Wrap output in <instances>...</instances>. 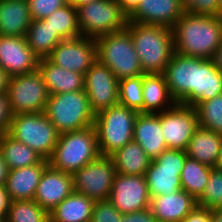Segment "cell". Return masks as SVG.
Returning a JSON list of instances; mask_svg holds the SVG:
<instances>
[{
  "label": "cell",
  "mask_w": 222,
  "mask_h": 222,
  "mask_svg": "<svg viewBox=\"0 0 222 222\" xmlns=\"http://www.w3.org/2000/svg\"><path fill=\"white\" fill-rule=\"evenodd\" d=\"M219 94H222V72L212 59L197 58L196 88L180 104L195 108Z\"/></svg>",
  "instance_id": "21"
},
{
  "label": "cell",
  "mask_w": 222,
  "mask_h": 222,
  "mask_svg": "<svg viewBox=\"0 0 222 222\" xmlns=\"http://www.w3.org/2000/svg\"><path fill=\"white\" fill-rule=\"evenodd\" d=\"M116 175L110 156H99L72 174L74 192L94 201L108 200Z\"/></svg>",
  "instance_id": "11"
},
{
  "label": "cell",
  "mask_w": 222,
  "mask_h": 222,
  "mask_svg": "<svg viewBox=\"0 0 222 222\" xmlns=\"http://www.w3.org/2000/svg\"><path fill=\"white\" fill-rule=\"evenodd\" d=\"M110 157L114 162L116 173L123 175H144L152 161L134 141L116 150Z\"/></svg>",
  "instance_id": "29"
},
{
  "label": "cell",
  "mask_w": 222,
  "mask_h": 222,
  "mask_svg": "<svg viewBox=\"0 0 222 222\" xmlns=\"http://www.w3.org/2000/svg\"><path fill=\"white\" fill-rule=\"evenodd\" d=\"M215 168L222 171V145H221L219 158H218V161H217V164H216Z\"/></svg>",
  "instance_id": "50"
},
{
  "label": "cell",
  "mask_w": 222,
  "mask_h": 222,
  "mask_svg": "<svg viewBox=\"0 0 222 222\" xmlns=\"http://www.w3.org/2000/svg\"><path fill=\"white\" fill-rule=\"evenodd\" d=\"M8 101L11 112L16 114L44 112L49 92L39 70L10 78Z\"/></svg>",
  "instance_id": "10"
},
{
  "label": "cell",
  "mask_w": 222,
  "mask_h": 222,
  "mask_svg": "<svg viewBox=\"0 0 222 222\" xmlns=\"http://www.w3.org/2000/svg\"><path fill=\"white\" fill-rule=\"evenodd\" d=\"M9 168L0 152V185H5L8 177Z\"/></svg>",
  "instance_id": "47"
},
{
  "label": "cell",
  "mask_w": 222,
  "mask_h": 222,
  "mask_svg": "<svg viewBox=\"0 0 222 222\" xmlns=\"http://www.w3.org/2000/svg\"><path fill=\"white\" fill-rule=\"evenodd\" d=\"M0 222H5V218L0 217Z\"/></svg>",
  "instance_id": "55"
},
{
  "label": "cell",
  "mask_w": 222,
  "mask_h": 222,
  "mask_svg": "<svg viewBox=\"0 0 222 222\" xmlns=\"http://www.w3.org/2000/svg\"><path fill=\"white\" fill-rule=\"evenodd\" d=\"M212 60L214 61L215 66L222 72V41Z\"/></svg>",
  "instance_id": "48"
},
{
  "label": "cell",
  "mask_w": 222,
  "mask_h": 222,
  "mask_svg": "<svg viewBox=\"0 0 222 222\" xmlns=\"http://www.w3.org/2000/svg\"><path fill=\"white\" fill-rule=\"evenodd\" d=\"M171 29L175 52L211 60L222 41V16L184 12Z\"/></svg>",
  "instance_id": "1"
},
{
  "label": "cell",
  "mask_w": 222,
  "mask_h": 222,
  "mask_svg": "<svg viewBox=\"0 0 222 222\" xmlns=\"http://www.w3.org/2000/svg\"><path fill=\"white\" fill-rule=\"evenodd\" d=\"M62 39H73L82 36L77 17V8L64 5L43 19Z\"/></svg>",
  "instance_id": "33"
},
{
  "label": "cell",
  "mask_w": 222,
  "mask_h": 222,
  "mask_svg": "<svg viewBox=\"0 0 222 222\" xmlns=\"http://www.w3.org/2000/svg\"><path fill=\"white\" fill-rule=\"evenodd\" d=\"M11 76L0 67V94H7Z\"/></svg>",
  "instance_id": "46"
},
{
  "label": "cell",
  "mask_w": 222,
  "mask_h": 222,
  "mask_svg": "<svg viewBox=\"0 0 222 222\" xmlns=\"http://www.w3.org/2000/svg\"><path fill=\"white\" fill-rule=\"evenodd\" d=\"M195 109L198 113V127L222 135V94L199 103Z\"/></svg>",
  "instance_id": "35"
},
{
  "label": "cell",
  "mask_w": 222,
  "mask_h": 222,
  "mask_svg": "<svg viewBox=\"0 0 222 222\" xmlns=\"http://www.w3.org/2000/svg\"><path fill=\"white\" fill-rule=\"evenodd\" d=\"M143 113H159L172 108V98L163 73L143 74Z\"/></svg>",
  "instance_id": "26"
},
{
  "label": "cell",
  "mask_w": 222,
  "mask_h": 222,
  "mask_svg": "<svg viewBox=\"0 0 222 222\" xmlns=\"http://www.w3.org/2000/svg\"><path fill=\"white\" fill-rule=\"evenodd\" d=\"M183 14L181 0H140L128 22L172 28Z\"/></svg>",
  "instance_id": "19"
},
{
  "label": "cell",
  "mask_w": 222,
  "mask_h": 222,
  "mask_svg": "<svg viewBox=\"0 0 222 222\" xmlns=\"http://www.w3.org/2000/svg\"><path fill=\"white\" fill-rule=\"evenodd\" d=\"M184 12L204 15L220 16L218 0H181Z\"/></svg>",
  "instance_id": "38"
},
{
  "label": "cell",
  "mask_w": 222,
  "mask_h": 222,
  "mask_svg": "<svg viewBox=\"0 0 222 222\" xmlns=\"http://www.w3.org/2000/svg\"><path fill=\"white\" fill-rule=\"evenodd\" d=\"M73 191L72 174L48 166L42 174L33 200L49 213Z\"/></svg>",
  "instance_id": "18"
},
{
  "label": "cell",
  "mask_w": 222,
  "mask_h": 222,
  "mask_svg": "<svg viewBox=\"0 0 222 222\" xmlns=\"http://www.w3.org/2000/svg\"><path fill=\"white\" fill-rule=\"evenodd\" d=\"M95 42L97 61L107 66L118 80L144 74L126 29L101 35Z\"/></svg>",
  "instance_id": "4"
},
{
  "label": "cell",
  "mask_w": 222,
  "mask_h": 222,
  "mask_svg": "<svg viewBox=\"0 0 222 222\" xmlns=\"http://www.w3.org/2000/svg\"><path fill=\"white\" fill-rule=\"evenodd\" d=\"M32 20H41L66 5L64 0H28Z\"/></svg>",
  "instance_id": "40"
},
{
  "label": "cell",
  "mask_w": 222,
  "mask_h": 222,
  "mask_svg": "<svg viewBox=\"0 0 222 222\" xmlns=\"http://www.w3.org/2000/svg\"><path fill=\"white\" fill-rule=\"evenodd\" d=\"M94 203L89 197L73 191L49 212V217L54 222H90Z\"/></svg>",
  "instance_id": "28"
},
{
  "label": "cell",
  "mask_w": 222,
  "mask_h": 222,
  "mask_svg": "<svg viewBox=\"0 0 222 222\" xmlns=\"http://www.w3.org/2000/svg\"><path fill=\"white\" fill-rule=\"evenodd\" d=\"M45 222H54L50 217Z\"/></svg>",
  "instance_id": "54"
},
{
  "label": "cell",
  "mask_w": 222,
  "mask_h": 222,
  "mask_svg": "<svg viewBox=\"0 0 222 222\" xmlns=\"http://www.w3.org/2000/svg\"><path fill=\"white\" fill-rule=\"evenodd\" d=\"M10 199L5 185H0V217L5 218L8 214Z\"/></svg>",
  "instance_id": "44"
},
{
  "label": "cell",
  "mask_w": 222,
  "mask_h": 222,
  "mask_svg": "<svg viewBox=\"0 0 222 222\" xmlns=\"http://www.w3.org/2000/svg\"><path fill=\"white\" fill-rule=\"evenodd\" d=\"M181 222H211V210L197 206Z\"/></svg>",
  "instance_id": "43"
},
{
  "label": "cell",
  "mask_w": 222,
  "mask_h": 222,
  "mask_svg": "<svg viewBox=\"0 0 222 222\" xmlns=\"http://www.w3.org/2000/svg\"><path fill=\"white\" fill-rule=\"evenodd\" d=\"M137 115V111L119 103L95 114L94 127L101 156H110L133 141Z\"/></svg>",
  "instance_id": "6"
},
{
  "label": "cell",
  "mask_w": 222,
  "mask_h": 222,
  "mask_svg": "<svg viewBox=\"0 0 222 222\" xmlns=\"http://www.w3.org/2000/svg\"><path fill=\"white\" fill-rule=\"evenodd\" d=\"M49 213L34 200L10 201L5 222H45Z\"/></svg>",
  "instance_id": "34"
},
{
  "label": "cell",
  "mask_w": 222,
  "mask_h": 222,
  "mask_svg": "<svg viewBox=\"0 0 222 222\" xmlns=\"http://www.w3.org/2000/svg\"><path fill=\"white\" fill-rule=\"evenodd\" d=\"M133 141L152 159L168 149L162 134L160 112L138 113L134 124Z\"/></svg>",
  "instance_id": "20"
},
{
  "label": "cell",
  "mask_w": 222,
  "mask_h": 222,
  "mask_svg": "<svg viewBox=\"0 0 222 222\" xmlns=\"http://www.w3.org/2000/svg\"><path fill=\"white\" fill-rule=\"evenodd\" d=\"M212 168L187 156L180 175L182 190L197 200L208 183Z\"/></svg>",
  "instance_id": "32"
},
{
  "label": "cell",
  "mask_w": 222,
  "mask_h": 222,
  "mask_svg": "<svg viewBox=\"0 0 222 222\" xmlns=\"http://www.w3.org/2000/svg\"><path fill=\"white\" fill-rule=\"evenodd\" d=\"M197 206L208 210L222 209V171L213 167L208 183L196 200Z\"/></svg>",
  "instance_id": "37"
},
{
  "label": "cell",
  "mask_w": 222,
  "mask_h": 222,
  "mask_svg": "<svg viewBox=\"0 0 222 222\" xmlns=\"http://www.w3.org/2000/svg\"><path fill=\"white\" fill-rule=\"evenodd\" d=\"M38 70L49 95L84 90V74L59 67L47 58L39 60Z\"/></svg>",
  "instance_id": "24"
},
{
  "label": "cell",
  "mask_w": 222,
  "mask_h": 222,
  "mask_svg": "<svg viewBox=\"0 0 222 222\" xmlns=\"http://www.w3.org/2000/svg\"><path fill=\"white\" fill-rule=\"evenodd\" d=\"M31 23L28 0H0L1 36H26Z\"/></svg>",
  "instance_id": "25"
},
{
  "label": "cell",
  "mask_w": 222,
  "mask_h": 222,
  "mask_svg": "<svg viewBox=\"0 0 222 222\" xmlns=\"http://www.w3.org/2000/svg\"><path fill=\"white\" fill-rule=\"evenodd\" d=\"M163 75L172 98L181 103L196 88L197 58L174 52Z\"/></svg>",
  "instance_id": "17"
},
{
  "label": "cell",
  "mask_w": 222,
  "mask_h": 222,
  "mask_svg": "<svg viewBox=\"0 0 222 222\" xmlns=\"http://www.w3.org/2000/svg\"><path fill=\"white\" fill-rule=\"evenodd\" d=\"M118 87L114 73L98 61L84 74V90L95 114L118 104Z\"/></svg>",
  "instance_id": "13"
},
{
  "label": "cell",
  "mask_w": 222,
  "mask_h": 222,
  "mask_svg": "<svg viewBox=\"0 0 222 222\" xmlns=\"http://www.w3.org/2000/svg\"><path fill=\"white\" fill-rule=\"evenodd\" d=\"M160 122L167 147L186 151L198 128V113L194 107L176 103L172 108L160 112Z\"/></svg>",
  "instance_id": "12"
},
{
  "label": "cell",
  "mask_w": 222,
  "mask_h": 222,
  "mask_svg": "<svg viewBox=\"0 0 222 222\" xmlns=\"http://www.w3.org/2000/svg\"><path fill=\"white\" fill-rule=\"evenodd\" d=\"M120 222H159L150 208L138 212L122 214Z\"/></svg>",
  "instance_id": "42"
},
{
  "label": "cell",
  "mask_w": 222,
  "mask_h": 222,
  "mask_svg": "<svg viewBox=\"0 0 222 222\" xmlns=\"http://www.w3.org/2000/svg\"><path fill=\"white\" fill-rule=\"evenodd\" d=\"M12 117L7 94H0V134L8 131Z\"/></svg>",
  "instance_id": "41"
},
{
  "label": "cell",
  "mask_w": 222,
  "mask_h": 222,
  "mask_svg": "<svg viewBox=\"0 0 222 222\" xmlns=\"http://www.w3.org/2000/svg\"><path fill=\"white\" fill-rule=\"evenodd\" d=\"M186 158V151L168 148L151 161L144 174L151 198L182 189L180 175Z\"/></svg>",
  "instance_id": "9"
},
{
  "label": "cell",
  "mask_w": 222,
  "mask_h": 222,
  "mask_svg": "<svg viewBox=\"0 0 222 222\" xmlns=\"http://www.w3.org/2000/svg\"><path fill=\"white\" fill-rule=\"evenodd\" d=\"M65 4L75 6L76 8L79 6V0H64Z\"/></svg>",
  "instance_id": "51"
},
{
  "label": "cell",
  "mask_w": 222,
  "mask_h": 222,
  "mask_svg": "<svg viewBox=\"0 0 222 222\" xmlns=\"http://www.w3.org/2000/svg\"><path fill=\"white\" fill-rule=\"evenodd\" d=\"M82 36L97 38L126 29L128 16L116 0H98L77 7Z\"/></svg>",
  "instance_id": "8"
},
{
  "label": "cell",
  "mask_w": 222,
  "mask_h": 222,
  "mask_svg": "<svg viewBox=\"0 0 222 222\" xmlns=\"http://www.w3.org/2000/svg\"><path fill=\"white\" fill-rule=\"evenodd\" d=\"M99 156L97 133L93 125L59 134L48 165L53 169L73 174Z\"/></svg>",
  "instance_id": "3"
},
{
  "label": "cell",
  "mask_w": 222,
  "mask_h": 222,
  "mask_svg": "<svg viewBox=\"0 0 222 222\" xmlns=\"http://www.w3.org/2000/svg\"><path fill=\"white\" fill-rule=\"evenodd\" d=\"M7 133L48 160L59 133L44 112L13 115Z\"/></svg>",
  "instance_id": "7"
},
{
  "label": "cell",
  "mask_w": 222,
  "mask_h": 222,
  "mask_svg": "<svg viewBox=\"0 0 222 222\" xmlns=\"http://www.w3.org/2000/svg\"><path fill=\"white\" fill-rule=\"evenodd\" d=\"M121 6L123 12L129 16L138 6L140 0H116Z\"/></svg>",
  "instance_id": "45"
},
{
  "label": "cell",
  "mask_w": 222,
  "mask_h": 222,
  "mask_svg": "<svg viewBox=\"0 0 222 222\" xmlns=\"http://www.w3.org/2000/svg\"><path fill=\"white\" fill-rule=\"evenodd\" d=\"M143 74L119 80L118 103L143 113Z\"/></svg>",
  "instance_id": "36"
},
{
  "label": "cell",
  "mask_w": 222,
  "mask_h": 222,
  "mask_svg": "<svg viewBox=\"0 0 222 222\" xmlns=\"http://www.w3.org/2000/svg\"><path fill=\"white\" fill-rule=\"evenodd\" d=\"M219 8H220V16H222V0H218Z\"/></svg>",
  "instance_id": "53"
},
{
  "label": "cell",
  "mask_w": 222,
  "mask_h": 222,
  "mask_svg": "<svg viewBox=\"0 0 222 222\" xmlns=\"http://www.w3.org/2000/svg\"><path fill=\"white\" fill-rule=\"evenodd\" d=\"M40 58L28 46L26 37L0 35V67L11 77L38 70Z\"/></svg>",
  "instance_id": "16"
},
{
  "label": "cell",
  "mask_w": 222,
  "mask_h": 222,
  "mask_svg": "<svg viewBox=\"0 0 222 222\" xmlns=\"http://www.w3.org/2000/svg\"><path fill=\"white\" fill-rule=\"evenodd\" d=\"M44 113L59 134L90 127L95 122L85 90L49 95Z\"/></svg>",
  "instance_id": "5"
},
{
  "label": "cell",
  "mask_w": 222,
  "mask_h": 222,
  "mask_svg": "<svg viewBox=\"0 0 222 222\" xmlns=\"http://www.w3.org/2000/svg\"><path fill=\"white\" fill-rule=\"evenodd\" d=\"M94 1H98V0H79V6L89 4V3H92Z\"/></svg>",
  "instance_id": "52"
},
{
  "label": "cell",
  "mask_w": 222,
  "mask_h": 222,
  "mask_svg": "<svg viewBox=\"0 0 222 222\" xmlns=\"http://www.w3.org/2000/svg\"><path fill=\"white\" fill-rule=\"evenodd\" d=\"M126 30L132 37L143 73H163L175 52L172 29L128 22Z\"/></svg>",
  "instance_id": "2"
},
{
  "label": "cell",
  "mask_w": 222,
  "mask_h": 222,
  "mask_svg": "<svg viewBox=\"0 0 222 222\" xmlns=\"http://www.w3.org/2000/svg\"><path fill=\"white\" fill-rule=\"evenodd\" d=\"M211 222H222V209L211 210Z\"/></svg>",
  "instance_id": "49"
},
{
  "label": "cell",
  "mask_w": 222,
  "mask_h": 222,
  "mask_svg": "<svg viewBox=\"0 0 222 222\" xmlns=\"http://www.w3.org/2000/svg\"><path fill=\"white\" fill-rule=\"evenodd\" d=\"M108 200L121 214L150 208L151 197L144 175L116 173Z\"/></svg>",
  "instance_id": "14"
},
{
  "label": "cell",
  "mask_w": 222,
  "mask_h": 222,
  "mask_svg": "<svg viewBox=\"0 0 222 222\" xmlns=\"http://www.w3.org/2000/svg\"><path fill=\"white\" fill-rule=\"evenodd\" d=\"M0 152L9 170L29 167L43 160L33 149L14 139L7 132L0 134Z\"/></svg>",
  "instance_id": "30"
},
{
  "label": "cell",
  "mask_w": 222,
  "mask_h": 222,
  "mask_svg": "<svg viewBox=\"0 0 222 222\" xmlns=\"http://www.w3.org/2000/svg\"><path fill=\"white\" fill-rule=\"evenodd\" d=\"M48 166V160L43 159L39 164L9 170L5 186L10 201L33 200L42 174Z\"/></svg>",
  "instance_id": "23"
},
{
  "label": "cell",
  "mask_w": 222,
  "mask_h": 222,
  "mask_svg": "<svg viewBox=\"0 0 222 222\" xmlns=\"http://www.w3.org/2000/svg\"><path fill=\"white\" fill-rule=\"evenodd\" d=\"M197 207L196 199L184 190L151 198L150 209L159 222H181Z\"/></svg>",
  "instance_id": "22"
},
{
  "label": "cell",
  "mask_w": 222,
  "mask_h": 222,
  "mask_svg": "<svg viewBox=\"0 0 222 222\" xmlns=\"http://www.w3.org/2000/svg\"><path fill=\"white\" fill-rule=\"evenodd\" d=\"M25 37L28 46L40 59L46 58L62 41L43 19L32 20Z\"/></svg>",
  "instance_id": "31"
},
{
  "label": "cell",
  "mask_w": 222,
  "mask_h": 222,
  "mask_svg": "<svg viewBox=\"0 0 222 222\" xmlns=\"http://www.w3.org/2000/svg\"><path fill=\"white\" fill-rule=\"evenodd\" d=\"M46 58L59 67L85 74L97 61L95 39L84 36L64 39Z\"/></svg>",
  "instance_id": "15"
},
{
  "label": "cell",
  "mask_w": 222,
  "mask_h": 222,
  "mask_svg": "<svg viewBox=\"0 0 222 222\" xmlns=\"http://www.w3.org/2000/svg\"><path fill=\"white\" fill-rule=\"evenodd\" d=\"M222 145V135L198 127L189 141L187 156L196 161L215 167Z\"/></svg>",
  "instance_id": "27"
},
{
  "label": "cell",
  "mask_w": 222,
  "mask_h": 222,
  "mask_svg": "<svg viewBox=\"0 0 222 222\" xmlns=\"http://www.w3.org/2000/svg\"><path fill=\"white\" fill-rule=\"evenodd\" d=\"M121 216L109 200L95 201L90 222H120Z\"/></svg>",
  "instance_id": "39"
}]
</instances>
